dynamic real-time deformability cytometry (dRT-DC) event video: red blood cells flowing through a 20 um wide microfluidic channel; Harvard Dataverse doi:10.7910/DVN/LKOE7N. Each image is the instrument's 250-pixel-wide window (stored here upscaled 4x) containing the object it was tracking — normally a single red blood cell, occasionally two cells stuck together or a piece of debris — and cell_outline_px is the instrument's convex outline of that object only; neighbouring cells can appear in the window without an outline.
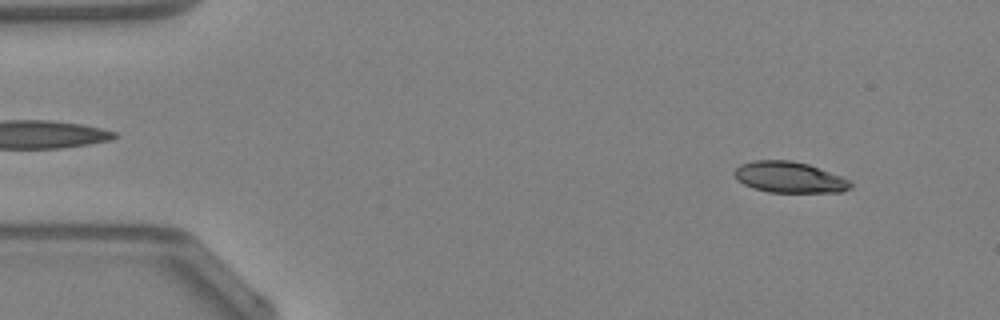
{"species": "Egyptian fruit bat (a non-hibernating species)", "species_latin": "Rousettus aegyptiacus", "temperature_condition": "warm", "stored_images_in_passage": 47, "camera_frame_rate_fps": 3000, "um_per_image_px": 0.085, "animal": {"sex": "female"}, "frame": {"image": 1, "passage_image": 4, "time_ms": 1.0, "image_size_px": [1000, 320], "cell_outline_px": [[852, 188], [840, 192], [768, 192], [752, 188], [736, 180], [732, 172], [740, 164], [752, 160], [792, 160], [808, 164], [840, 176], [848, 180], [852, 184]], "centroid_in_image_um": [67.04, 15.06], "position_along_channel_um": 18.0, "area_um2": 21.1}}
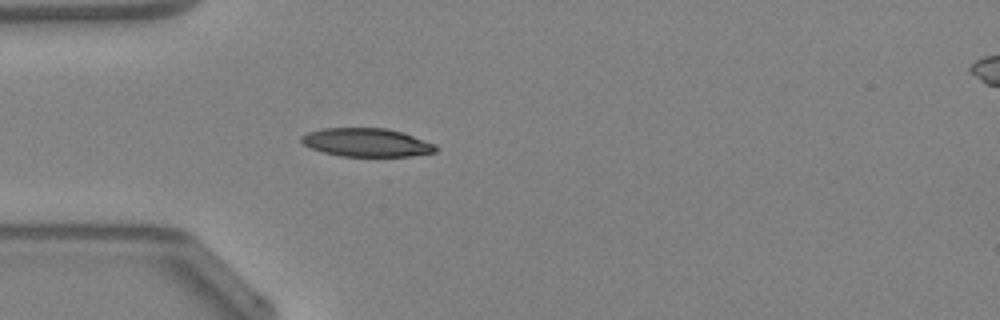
{"frame": {"image": 2, "passage_image": 13, "time_ms": 4.0, "image_size_px": [1000, 320], "cell_outline_px": [[440, 148], [436, 152], [408, 156], [340, 156], [324, 152], [312, 148], [304, 144], [300, 140], [300, 136], [308, 132], [324, 128], [388, 128], [404, 132], [436, 144]], "centroid_in_image_um": [31.21, 12.1], "position_along_channel_um": 53.8, "area_um2": 22.37}}
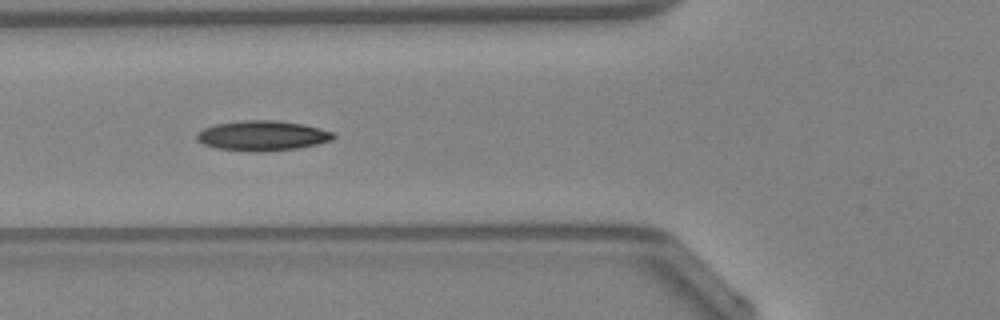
{"frame": {"image": 3, "passage_image": 17, "time_ms": 5.333, "image_size_px": [1000, 320], "cell_outline_px": [[336, 136], [332, 140], [316, 144], [296, 148], [264, 152], [252, 152], [216, 148], [204, 144], [196, 140], [196, 132], [204, 128], [216, 124], [244, 120], [276, 120], [300, 124], [332, 132]], "centroid_in_image_um": [22.25, 11.54], "position_along_channel_um": 103.6, "area_um2": 23.76}, "authors_computed_cell_mechanics": {"area_um2": 22.1374, "velocity_mm_per_s": 4.2856, "shape_relaxation_time_tau1_ms": 7.1465, "shape_relaxation_time_tau2_ms": null, "deformation_change_tau1": 0.1672, "deformation_change_tau2": null}}